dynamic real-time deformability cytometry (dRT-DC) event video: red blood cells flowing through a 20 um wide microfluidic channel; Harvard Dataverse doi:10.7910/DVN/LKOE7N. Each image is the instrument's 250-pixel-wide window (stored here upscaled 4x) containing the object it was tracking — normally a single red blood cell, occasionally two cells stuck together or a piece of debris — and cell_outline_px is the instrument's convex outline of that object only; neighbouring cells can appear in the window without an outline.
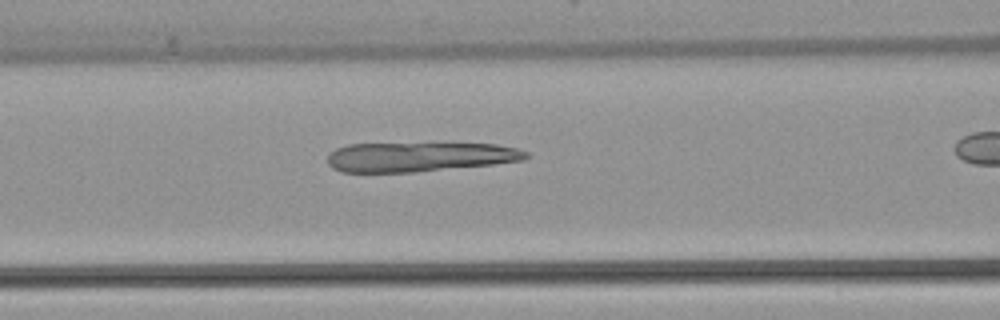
{"species": "common noctule bat (a hibernating species)", "species_latin": "Nyctalus noctula", "temperature_condition": "warm", "stored_images_in_passage": 38, "camera_frame_rate_fps": 3000, "um_per_image_px": 0.085, "animal": {"sex": "female", "body_mass_g": 22.7, "forearm_length_mm": 54.2}, "frame": {"image": 1, "passage_image": 18, "time_ms": 5.667, "image_size_px": [1000, 320], "cell_outline_px": [[528, 156], [524, 160], [492, 164], [412, 172], [344, 172], [332, 168], [328, 164], [328, 156], [336, 148], [348, 144], [496, 144], [520, 148], [528, 152]], "centroid_in_image_um": [35.67, 13.33], "position_along_channel_um": 130.9, "area_um2": 33.76}}
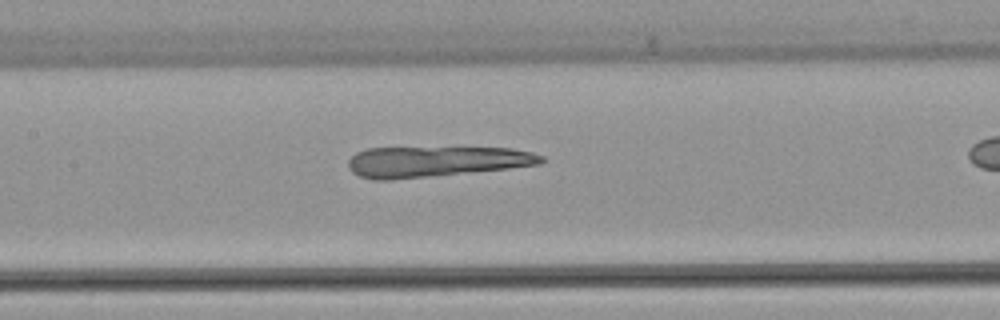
{"frame": {"image": 2, "passage_image": 21, "time_ms": 6.667, "image_size_px": [1000, 320], "cell_outline_px": [[544, 160], [540, 164], [508, 168], [392, 180], [376, 180], [360, 176], [352, 172], [348, 168], [348, 160], [356, 152], [368, 148], [512, 148], [532, 152], [544, 156]], "centroid_in_image_um": [37.02, 13.73], "position_along_channel_um": 170.4, "area_um2": 34.22}}